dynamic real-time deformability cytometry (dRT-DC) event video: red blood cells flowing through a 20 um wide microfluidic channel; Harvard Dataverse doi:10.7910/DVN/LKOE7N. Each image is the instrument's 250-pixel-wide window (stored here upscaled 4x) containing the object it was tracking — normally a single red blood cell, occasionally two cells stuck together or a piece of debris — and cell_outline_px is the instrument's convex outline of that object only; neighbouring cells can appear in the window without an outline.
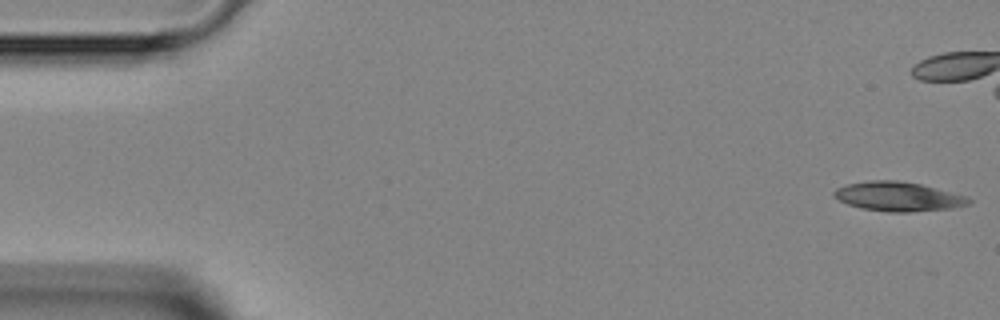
{"species": "Egyptian fruit bat (a non-hibernating species)", "species_latin": "Rousettus aegyptiacus", "temperature_condition": "room temperature", "stored_images_in_passage": 6, "camera_frame_rate_fps": 3000, "um_per_image_px": 0.085, "animal": {"sex": "female"}, "frame": {"image": 1, "passage_image": 1, "time_ms": 0.0, "image_size_px": [1000, 320], "cell_outline_px": [[972, 200], [968, 204], [952, 208], [908, 212], [888, 212], [864, 208], [848, 204], [832, 196], [832, 192], [836, 188], [848, 184], [868, 180], [896, 180], [920, 184], [968, 196]], "centroid_in_image_um": [76.34, 16.7], "position_along_channel_um": 8.7, "area_um2": 22.89}}